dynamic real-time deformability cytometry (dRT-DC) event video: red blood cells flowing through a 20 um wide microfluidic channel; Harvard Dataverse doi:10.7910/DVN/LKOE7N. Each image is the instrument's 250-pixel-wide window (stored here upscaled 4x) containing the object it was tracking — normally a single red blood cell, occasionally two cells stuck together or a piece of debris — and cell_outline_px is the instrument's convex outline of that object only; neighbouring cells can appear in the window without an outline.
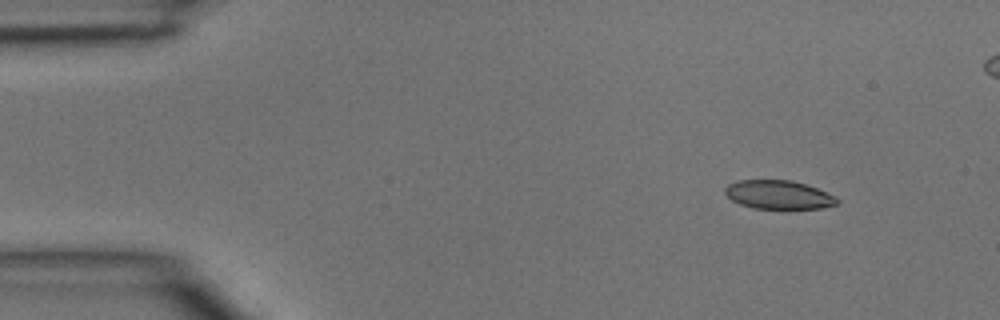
{"species": "common noctule bat (a hibernating species)", "species_latin": "Nyctalus noctula", "temperature_condition": "room temperature", "stored_images_in_passage": 3, "camera_frame_rate_fps": 3000, "um_per_image_px": 0.085, "animal": {"sex": "male", "body_mass_g": 15.6}, "frame": {"image": 1, "passage_image": 1, "time_ms": 0.0, "image_size_px": [1000, 320], "cell_outline_px": [[840, 200], [836, 204], [820, 208], [788, 212], [752, 208], [740, 204], [732, 200], [724, 192], [724, 188], [728, 184], [740, 180], [788, 180], [804, 184], [816, 188], [836, 196]], "centroid_in_image_um": [66.19, 16.61], "position_along_channel_um": 18.8, "area_um2": 19.48}}